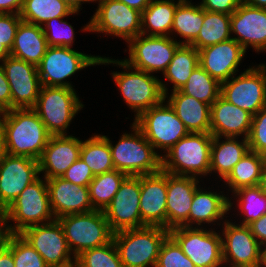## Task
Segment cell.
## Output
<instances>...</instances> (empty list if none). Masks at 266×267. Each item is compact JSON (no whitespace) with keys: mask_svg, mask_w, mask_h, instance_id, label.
<instances>
[{"mask_svg":"<svg viewBox=\"0 0 266 267\" xmlns=\"http://www.w3.org/2000/svg\"><path fill=\"white\" fill-rule=\"evenodd\" d=\"M0 121L6 136L7 152L39 160L52 136L33 108L4 111Z\"/></svg>","mask_w":266,"mask_h":267,"instance_id":"1","label":"cell"},{"mask_svg":"<svg viewBox=\"0 0 266 267\" xmlns=\"http://www.w3.org/2000/svg\"><path fill=\"white\" fill-rule=\"evenodd\" d=\"M169 230L160 226L124 229L113 234L123 267L156 266L159 251Z\"/></svg>","mask_w":266,"mask_h":267,"instance_id":"2","label":"cell"},{"mask_svg":"<svg viewBox=\"0 0 266 267\" xmlns=\"http://www.w3.org/2000/svg\"><path fill=\"white\" fill-rule=\"evenodd\" d=\"M212 139L210 133H188L161 156V170L195 178L207 175L210 173Z\"/></svg>","mask_w":266,"mask_h":267,"instance_id":"3","label":"cell"},{"mask_svg":"<svg viewBox=\"0 0 266 267\" xmlns=\"http://www.w3.org/2000/svg\"><path fill=\"white\" fill-rule=\"evenodd\" d=\"M133 134H123L113 146L108 136L112 162L115 170L127 176H142L161 170V156L154 151L141 130L133 123Z\"/></svg>","mask_w":266,"mask_h":267,"instance_id":"4","label":"cell"},{"mask_svg":"<svg viewBox=\"0 0 266 267\" xmlns=\"http://www.w3.org/2000/svg\"><path fill=\"white\" fill-rule=\"evenodd\" d=\"M140 34L129 43V59L124 61L102 58L98 64H117L123 69H139L147 73L161 71L164 73L170 64L181 41L177 42L169 36H146Z\"/></svg>","mask_w":266,"mask_h":267,"instance_id":"5","label":"cell"},{"mask_svg":"<svg viewBox=\"0 0 266 267\" xmlns=\"http://www.w3.org/2000/svg\"><path fill=\"white\" fill-rule=\"evenodd\" d=\"M73 254L74 262L82 252L105 245L113 240L114 232L103 210L66 215L58 219Z\"/></svg>","mask_w":266,"mask_h":267,"instance_id":"6","label":"cell"},{"mask_svg":"<svg viewBox=\"0 0 266 267\" xmlns=\"http://www.w3.org/2000/svg\"><path fill=\"white\" fill-rule=\"evenodd\" d=\"M83 104L73 88L42 86L34 110L51 135H65Z\"/></svg>","mask_w":266,"mask_h":267,"instance_id":"7","label":"cell"},{"mask_svg":"<svg viewBox=\"0 0 266 267\" xmlns=\"http://www.w3.org/2000/svg\"><path fill=\"white\" fill-rule=\"evenodd\" d=\"M7 220L16 223L9 226L12 233H21L25 228L55 220L51 209L47 181L39 177L29 184L6 209ZM52 217V218H51Z\"/></svg>","mask_w":266,"mask_h":267,"instance_id":"8","label":"cell"},{"mask_svg":"<svg viewBox=\"0 0 266 267\" xmlns=\"http://www.w3.org/2000/svg\"><path fill=\"white\" fill-rule=\"evenodd\" d=\"M163 102L142 112L133 123L154 149L168 151L189 131L169 103L164 105Z\"/></svg>","mask_w":266,"mask_h":267,"instance_id":"9","label":"cell"},{"mask_svg":"<svg viewBox=\"0 0 266 267\" xmlns=\"http://www.w3.org/2000/svg\"><path fill=\"white\" fill-rule=\"evenodd\" d=\"M100 56L86 55L71 47L49 46L37 66L42 86L73 88L65 78L91 65H99Z\"/></svg>","mask_w":266,"mask_h":267,"instance_id":"10","label":"cell"},{"mask_svg":"<svg viewBox=\"0 0 266 267\" xmlns=\"http://www.w3.org/2000/svg\"><path fill=\"white\" fill-rule=\"evenodd\" d=\"M97 1V0H96ZM98 9L85 31L122 37L127 43L141 34V12L116 0H99Z\"/></svg>","mask_w":266,"mask_h":267,"instance_id":"11","label":"cell"},{"mask_svg":"<svg viewBox=\"0 0 266 267\" xmlns=\"http://www.w3.org/2000/svg\"><path fill=\"white\" fill-rule=\"evenodd\" d=\"M134 70L115 72L112 76L127 105L136 111L137 118L145 110L165 101L168 90L165 84L151 74L139 69Z\"/></svg>","mask_w":266,"mask_h":267,"instance_id":"12","label":"cell"},{"mask_svg":"<svg viewBox=\"0 0 266 267\" xmlns=\"http://www.w3.org/2000/svg\"><path fill=\"white\" fill-rule=\"evenodd\" d=\"M169 235L196 267H219L223 262L222 237L211 230L177 227Z\"/></svg>","mask_w":266,"mask_h":267,"instance_id":"13","label":"cell"},{"mask_svg":"<svg viewBox=\"0 0 266 267\" xmlns=\"http://www.w3.org/2000/svg\"><path fill=\"white\" fill-rule=\"evenodd\" d=\"M220 95L252 116L266 105V66L249 68L231 80L221 83Z\"/></svg>","mask_w":266,"mask_h":267,"instance_id":"14","label":"cell"},{"mask_svg":"<svg viewBox=\"0 0 266 267\" xmlns=\"http://www.w3.org/2000/svg\"><path fill=\"white\" fill-rule=\"evenodd\" d=\"M19 234L42 256L49 267H71L75 264L58 219L29 226Z\"/></svg>","mask_w":266,"mask_h":267,"instance_id":"15","label":"cell"},{"mask_svg":"<svg viewBox=\"0 0 266 267\" xmlns=\"http://www.w3.org/2000/svg\"><path fill=\"white\" fill-rule=\"evenodd\" d=\"M140 176H127L103 213L110 229L117 232L146 226L140 213Z\"/></svg>","mask_w":266,"mask_h":267,"instance_id":"16","label":"cell"},{"mask_svg":"<svg viewBox=\"0 0 266 267\" xmlns=\"http://www.w3.org/2000/svg\"><path fill=\"white\" fill-rule=\"evenodd\" d=\"M2 62L11 90V109L34 108L42 87L37 67L12 56Z\"/></svg>","mask_w":266,"mask_h":267,"instance_id":"17","label":"cell"},{"mask_svg":"<svg viewBox=\"0 0 266 267\" xmlns=\"http://www.w3.org/2000/svg\"><path fill=\"white\" fill-rule=\"evenodd\" d=\"M222 239L223 262L233 266L261 267L262 246L248 225L224 223ZM232 261V262H231Z\"/></svg>","mask_w":266,"mask_h":267,"instance_id":"18","label":"cell"},{"mask_svg":"<svg viewBox=\"0 0 266 267\" xmlns=\"http://www.w3.org/2000/svg\"><path fill=\"white\" fill-rule=\"evenodd\" d=\"M39 161L8 154L0 163V202L7 209L38 178Z\"/></svg>","mask_w":266,"mask_h":267,"instance_id":"19","label":"cell"},{"mask_svg":"<svg viewBox=\"0 0 266 267\" xmlns=\"http://www.w3.org/2000/svg\"><path fill=\"white\" fill-rule=\"evenodd\" d=\"M167 172L140 176V213L146 226L167 229Z\"/></svg>","mask_w":266,"mask_h":267,"instance_id":"20","label":"cell"},{"mask_svg":"<svg viewBox=\"0 0 266 267\" xmlns=\"http://www.w3.org/2000/svg\"><path fill=\"white\" fill-rule=\"evenodd\" d=\"M199 52V65L220 83L235 75L246 50L232 38L204 47Z\"/></svg>","mask_w":266,"mask_h":267,"instance_id":"21","label":"cell"},{"mask_svg":"<svg viewBox=\"0 0 266 267\" xmlns=\"http://www.w3.org/2000/svg\"><path fill=\"white\" fill-rule=\"evenodd\" d=\"M231 33L245 50L250 45L255 51H266V9L253 7L244 1L231 14Z\"/></svg>","mask_w":266,"mask_h":267,"instance_id":"22","label":"cell"},{"mask_svg":"<svg viewBox=\"0 0 266 267\" xmlns=\"http://www.w3.org/2000/svg\"><path fill=\"white\" fill-rule=\"evenodd\" d=\"M46 181L55 219L95 210L90 201L88 186L73 184L62 177H55Z\"/></svg>","mask_w":266,"mask_h":267,"instance_id":"23","label":"cell"},{"mask_svg":"<svg viewBox=\"0 0 266 267\" xmlns=\"http://www.w3.org/2000/svg\"><path fill=\"white\" fill-rule=\"evenodd\" d=\"M167 173V230L188 227V216L198 179Z\"/></svg>","mask_w":266,"mask_h":267,"instance_id":"24","label":"cell"},{"mask_svg":"<svg viewBox=\"0 0 266 267\" xmlns=\"http://www.w3.org/2000/svg\"><path fill=\"white\" fill-rule=\"evenodd\" d=\"M81 140L74 136L52 135L39 161V172L44 179L62 177L65 171L80 158Z\"/></svg>","mask_w":266,"mask_h":267,"instance_id":"25","label":"cell"},{"mask_svg":"<svg viewBox=\"0 0 266 267\" xmlns=\"http://www.w3.org/2000/svg\"><path fill=\"white\" fill-rule=\"evenodd\" d=\"M252 124V115L221 95L211 105L210 134L212 136L237 137L241 134L247 139Z\"/></svg>","mask_w":266,"mask_h":267,"instance_id":"26","label":"cell"},{"mask_svg":"<svg viewBox=\"0 0 266 267\" xmlns=\"http://www.w3.org/2000/svg\"><path fill=\"white\" fill-rule=\"evenodd\" d=\"M167 102L189 133H210L211 105L198 101L180 90L173 91Z\"/></svg>","mask_w":266,"mask_h":267,"instance_id":"27","label":"cell"},{"mask_svg":"<svg viewBox=\"0 0 266 267\" xmlns=\"http://www.w3.org/2000/svg\"><path fill=\"white\" fill-rule=\"evenodd\" d=\"M48 47L42 26L22 20L16 31L10 56L37 67Z\"/></svg>","mask_w":266,"mask_h":267,"instance_id":"28","label":"cell"},{"mask_svg":"<svg viewBox=\"0 0 266 267\" xmlns=\"http://www.w3.org/2000/svg\"><path fill=\"white\" fill-rule=\"evenodd\" d=\"M223 194L216 192L203 191L196 189L191 203V209L188 216V227H192V223H211L217 219H223L224 215L231 209L232 203ZM191 223V225H190Z\"/></svg>","mask_w":266,"mask_h":267,"instance_id":"29","label":"cell"},{"mask_svg":"<svg viewBox=\"0 0 266 267\" xmlns=\"http://www.w3.org/2000/svg\"><path fill=\"white\" fill-rule=\"evenodd\" d=\"M222 137L213 136L210 154V173L217 171L223 180L229 175L233 167L249 151L248 140L238 142L235 137H225L226 141H220Z\"/></svg>","mask_w":266,"mask_h":267,"instance_id":"30","label":"cell"},{"mask_svg":"<svg viewBox=\"0 0 266 267\" xmlns=\"http://www.w3.org/2000/svg\"><path fill=\"white\" fill-rule=\"evenodd\" d=\"M178 4L179 2L175 3L173 0H151L141 13V34L143 37L147 32H149L148 36H169Z\"/></svg>","mask_w":266,"mask_h":267,"instance_id":"31","label":"cell"},{"mask_svg":"<svg viewBox=\"0 0 266 267\" xmlns=\"http://www.w3.org/2000/svg\"><path fill=\"white\" fill-rule=\"evenodd\" d=\"M265 166L264 156L249 150L224 179L235 192L243 187L259 186Z\"/></svg>","mask_w":266,"mask_h":267,"instance_id":"32","label":"cell"},{"mask_svg":"<svg viewBox=\"0 0 266 267\" xmlns=\"http://www.w3.org/2000/svg\"><path fill=\"white\" fill-rule=\"evenodd\" d=\"M198 66V50L192 45L181 44L163 75L173 83V91L180 90Z\"/></svg>","mask_w":266,"mask_h":267,"instance_id":"33","label":"cell"},{"mask_svg":"<svg viewBox=\"0 0 266 267\" xmlns=\"http://www.w3.org/2000/svg\"><path fill=\"white\" fill-rule=\"evenodd\" d=\"M230 14L204 10L203 25L197 38L190 44L197 50L231 38Z\"/></svg>","mask_w":266,"mask_h":267,"instance_id":"34","label":"cell"},{"mask_svg":"<svg viewBox=\"0 0 266 267\" xmlns=\"http://www.w3.org/2000/svg\"><path fill=\"white\" fill-rule=\"evenodd\" d=\"M78 13L61 0H24L20 17L23 21L41 26L56 17Z\"/></svg>","mask_w":266,"mask_h":267,"instance_id":"35","label":"cell"},{"mask_svg":"<svg viewBox=\"0 0 266 267\" xmlns=\"http://www.w3.org/2000/svg\"><path fill=\"white\" fill-rule=\"evenodd\" d=\"M80 158L90 167L94 176L115 170L109 142L104 135H94L81 141Z\"/></svg>","mask_w":266,"mask_h":267,"instance_id":"36","label":"cell"},{"mask_svg":"<svg viewBox=\"0 0 266 267\" xmlns=\"http://www.w3.org/2000/svg\"><path fill=\"white\" fill-rule=\"evenodd\" d=\"M204 9L192 3H179L173 18L172 31L185 38L181 44L190 45L198 36L203 25Z\"/></svg>","mask_w":266,"mask_h":267,"instance_id":"37","label":"cell"},{"mask_svg":"<svg viewBox=\"0 0 266 267\" xmlns=\"http://www.w3.org/2000/svg\"><path fill=\"white\" fill-rule=\"evenodd\" d=\"M127 175L119 170L96 175L88 185L90 201L95 210H104Z\"/></svg>","mask_w":266,"mask_h":267,"instance_id":"38","label":"cell"},{"mask_svg":"<svg viewBox=\"0 0 266 267\" xmlns=\"http://www.w3.org/2000/svg\"><path fill=\"white\" fill-rule=\"evenodd\" d=\"M186 95L212 105L220 96L221 83L211 77L200 65L192 72L186 84L180 89Z\"/></svg>","mask_w":266,"mask_h":267,"instance_id":"39","label":"cell"},{"mask_svg":"<svg viewBox=\"0 0 266 267\" xmlns=\"http://www.w3.org/2000/svg\"><path fill=\"white\" fill-rule=\"evenodd\" d=\"M75 265L76 267H123L113 240L82 252L76 257Z\"/></svg>","mask_w":266,"mask_h":267,"instance_id":"40","label":"cell"},{"mask_svg":"<svg viewBox=\"0 0 266 267\" xmlns=\"http://www.w3.org/2000/svg\"><path fill=\"white\" fill-rule=\"evenodd\" d=\"M239 198V208L246 217L241 225H249L266 214V195L259 186L243 187L234 192Z\"/></svg>","mask_w":266,"mask_h":267,"instance_id":"41","label":"cell"},{"mask_svg":"<svg viewBox=\"0 0 266 267\" xmlns=\"http://www.w3.org/2000/svg\"><path fill=\"white\" fill-rule=\"evenodd\" d=\"M7 248L12 252L15 267H49L42 256L19 233H13Z\"/></svg>","mask_w":266,"mask_h":267,"instance_id":"42","label":"cell"},{"mask_svg":"<svg viewBox=\"0 0 266 267\" xmlns=\"http://www.w3.org/2000/svg\"><path fill=\"white\" fill-rule=\"evenodd\" d=\"M155 267H196L178 243L168 235L163 241Z\"/></svg>","mask_w":266,"mask_h":267,"instance_id":"43","label":"cell"},{"mask_svg":"<svg viewBox=\"0 0 266 267\" xmlns=\"http://www.w3.org/2000/svg\"><path fill=\"white\" fill-rule=\"evenodd\" d=\"M62 18L64 17H56L48 20L45 22V26H42L48 46L72 47V42H74V29L69 23L63 21Z\"/></svg>","mask_w":266,"mask_h":267,"instance_id":"44","label":"cell"},{"mask_svg":"<svg viewBox=\"0 0 266 267\" xmlns=\"http://www.w3.org/2000/svg\"><path fill=\"white\" fill-rule=\"evenodd\" d=\"M249 150L258 154L266 153V105L254 116L247 137Z\"/></svg>","mask_w":266,"mask_h":267,"instance_id":"45","label":"cell"},{"mask_svg":"<svg viewBox=\"0 0 266 267\" xmlns=\"http://www.w3.org/2000/svg\"><path fill=\"white\" fill-rule=\"evenodd\" d=\"M21 21L20 14L0 13V42L9 51L13 46L16 31Z\"/></svg>","mask_w":266,"mask_h":267,"instance_id":"46","label":"cell"},{"mask_svg":"<svg viewBox=\"0 0 266 267\" xmlns=\"http://www.w3.org/2000/svg\"><path fill=\"white\" fill-rule=\"evenodd\" d=\"M90 167L82 158L75 161L62 175V178L80 186H88L94 178Z\"/></svg>","mask_w":266,"mask_h":267,"instance_id":"47","label":"cell"},{"mask_svg":"<svg viewBox=\"0 0 266 267\" xmlns=\"http://www.w3.org/2000/svg\"><path fill=\"white\" fill-rule=\"evenodd\" d=\"M243 0H202L200 6L207 11L232 14Z\"/></svg>","mask_w":266,"mask_h":267,"instance_id":"48","label":"cell"},{"mask_svg":"<svg viewBox=\"0 0 266 267\" xmlns=\"http://www.w3.org/2000/svg\"><path fill=\"white\" fill-rule=\"evenodd\" d=\"M0 109L3 112L11 110V90L2 64L0 65Z\"/></svg>","mask_w":266,"mask_h":267,"instance_id":"49","label":"cell"},{"mask_svg":"<svg viewBox=\"0 0 266 267\" xmlns=\"http://www.w3.org/2000/svg\"><path fill=\"white\" fill-rule=\"evenodd\" d=\"M252 234L261 246L266 245V214L248 225Z\"/></svg>","mask_w":266,"mask_h":267,"instance_id":"50","label":"cell"},{"mask_svg":"<svg viewBox=\"0 0 266 267\" xmlns=\"http://www.w3.org/2000/svg\"><path fill=\"white\" fill-rule=\"evenodd\" d=\"M24 0H0V13L20 14Z\"/></svg>","mask_w":266,"mask_h":267,"instance_id":"51","label":"cell"},{"mask_svg":"<svg viewBox=\"0 0 266 267\" xmlns=\"http://www.w3.org/2000/svg\"><path fill=\"white\" fill-rule=\"evenodd\" d=\"M7 221L8 220L6 216L3 218H0V252L3 251L7 247L8 241L11 235L13 234L10 230L9 225L7 224L8 223ZM6 225L8 226L6 227Z\"/></svg>","mask_w":266,"mask_h":267,"instance_id":"52","label":"cell"},{"mask_svg":"<svg viewBox=\"0 0 266 267\" xmlns=\"http://www.w3.org/2000/svg\"><path fill=\"white\" fill-rule=\"evenodd\" d=\"M0 267H15L13 254L7 247L0 252Z\"/></svg>","mask_w":266,"mask_h":267,"instance_id":"53","label":"cell"},{"mask_svg":"<svg viewBox=\"0 0 266 267\" xmlns=\"http://www.w3.org/2000/svg\"><path fill=\"white\" fill-rule=\"evenodd\" d=\"M123 2L130 8L136 9L141 13L145 10V8L150 4L151 0H116Z\"/></svg>","mask_w":266,"mask_h":267,"instance_id":"54","label":"cell"},{"mask_svg":"<svg viewBox=\"0 0 266 267\" xmlns=\"http://www.w3.org/2000/svg\"><path fill=\"white\" fill-rule=\"evenodd\" d=\"M8 155L7 146H6V136L4 132V128L0 123V163L5 159Z\"/></svg>","mask_w":266,"mask_h":267,"instance_id":"55","label":"cell"},{"mask_svg":"<svg viewBox=\"0 0 266 267\" xmlns=\"http://www.w3.org/2000/svg\"><path fill=\"white\" fill-rule=\"evenodd\" d=\"M64 1L73 11L78 12L81 8V2H89V1H96V0H61Z\"/></svg>","mask_w":266,"mask_h":267,"instance_id":"56","label":"cell"},{"mask_svg":"<svg viewBox=\"0 0 266 267\" xmlns=\"http://www.w3.org/2000/svg\"><path fill=\"white\" fill-rule=\"evenodd\" d=\"M243 1L250 6L266 9V0H243Z\"/></svg>","mask_w":266,"mask_h":267,"instance_id":"57","label":"cell"},{"mask_svg":"<svg viewBox=\"0 0 266 267\" xmlns=\"http://www.w3.org/2000/svg\"><path fill=\"white\" fill-rule=\"evenodd\" d=\"M259 187L262 192L266 195V166L263 168L262 177L260 179Z\"/></svg>","mask_w":266,"mask_h":267,"instance_id":"58","label":"cell"},{"mask_svg":"<svg viewBox=\"0 0 266 267\" xmlns=\"http://www.w3.org/2000/svg\"><path fill=\"white\" fill-rule=\"evenodd\" d=\"M10 56V51L0 42V61Z\"/></svg>","mask_w":266,"mask_h":267,"instance_id":"59","label":"cell"},{"mask_svg":"<svg viewBox=\"0 0 266 267\" xmlns=\"http://www.w3.org/2000/svg\"><path fill=\"white\" fill-rule=\"evenodd\" d=\"M261 266L262 267L263 266L266 267V247H265V249H262V262H261Z\"/></svg>","mask_w":266,"mask_h":267,"instance_id":"60","label":"cell"},{"mask_svg":"<svg viewBox=\"0 0 266 267\" xmlns=\"http://www.w3.org/2000/svg\"><path fill=\"white\" fill-rule=\"evenodd\" d=\"M5 212H6V209L2 206L0 202V218L5 217Z\"/></svg>","mask_w":266,"mask_h":267,"instance_id":"61","label":"cell"},{"mask_svg":"<svg viewBox=\"0 0 266 267\" xmlns=\"http://www.w3.org/2000/svg\"><path fill=\"white\" fill-rule=\"evenodd\" d=\"M172 1V0H171ZM174 1V0H173ZM179 3H190V1H186V0H178Z\"/></svg>","mask_w":266,"mask_h":267,"instance_id":"62","label":"cell"},{"mask_svg":"<svg viewBox=\"0 0 266 267\" xmlns=\"http://www.w3.org/2000/svg\"><path fill=\"white\" fill-rule=\"evenodd\" d=\"M263 156H264V162H265V166H266V153Z\"/></svg>","mask_w":266,"mask_h":267,"instance_id":"63","label":"cell"},{"mask_svg":"<svg viewBox=\"0 0 266 267\" xmlns=\"http://www.w3.org/2000/svg\"><path fill=\"white\" fill-rule=\"evenodd\" d=\"M0 113H1L0 114V121H1V118H2L1 115H3V111L1 109H0Z\"/></svg>","mask_w":266,"mask_h":267,"instance_id":"64","label":"cell"},{"mask_svg":"<svg viewBox=\"0 0 266 267\" xmlns=\"http://www.w3.org/2000/svg\"><path fill=\"white\" fill-rule=\"evenodd\" d=\"M230 267H249V266H230Z\"/></svg>","mask_w":266,"mask_h":267,"instance_id":"65","label":"cell"}]
</instances>
